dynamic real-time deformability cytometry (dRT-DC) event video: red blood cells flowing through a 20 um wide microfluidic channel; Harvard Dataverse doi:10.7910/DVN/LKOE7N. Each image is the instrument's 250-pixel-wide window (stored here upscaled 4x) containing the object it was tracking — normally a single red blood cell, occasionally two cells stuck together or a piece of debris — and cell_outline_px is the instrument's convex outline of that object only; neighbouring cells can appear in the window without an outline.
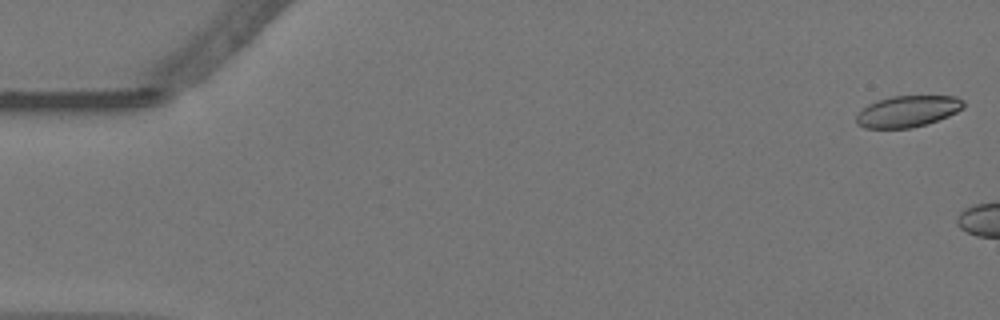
{"species": "Egyptian fruit bat (a non-hibernating species)", "species_latin": "Rousettus aegyptiacus", "temperature_condition": "warm", "stored_images_in_passage": 5, "camera_frame_rate_fps": 3000, "um_per_image_px": 0.085, "animal": {"sex": "female"}, "frame": {"image": 1, "passage_image": 1, "time_ms": 0.0, "image_size_px": [1000, 320], "cell_outline_px": [[964, 108], [948, 116], [928, 124], [912, 128], [864, 128], [856, 124], [856, 116], [868, 104], [876, 100], [892, 96], [956, 96], [964, 100]], "centroid_in_image_um": [77.16, 9.46], "position_along_channel_um": 7.8, "area_um2": 19.71}}